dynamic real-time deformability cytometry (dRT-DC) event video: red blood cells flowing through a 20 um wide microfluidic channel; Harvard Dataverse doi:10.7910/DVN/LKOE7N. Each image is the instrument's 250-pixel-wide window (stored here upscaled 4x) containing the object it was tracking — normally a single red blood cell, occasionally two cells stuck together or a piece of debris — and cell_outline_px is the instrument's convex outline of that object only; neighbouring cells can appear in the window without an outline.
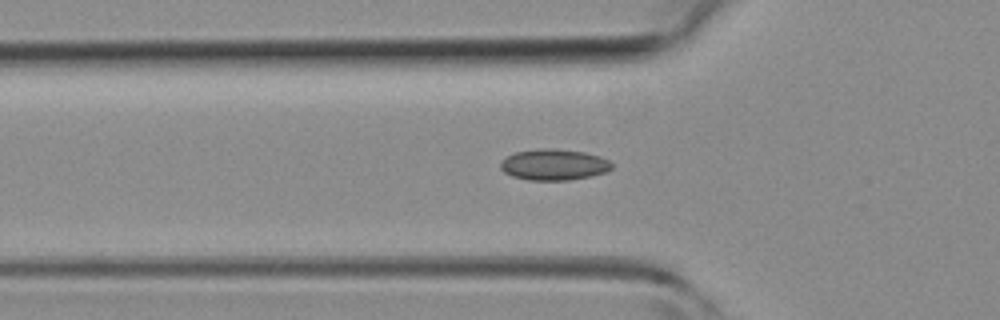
{"species": "common noctule bat (a hibernating species)", "species_latin": "Nyctalus noctula", "temperature_condition": "room temperature", "stored_images_in_passage": 35, "camera_frame_rate_fps": 3000, "um_per_image_px": 0.085, "animal": {"sex": "female", "body_mass_g": 19.3, "forearm_length_mm": 54.1}, "frame": {"image": 1, "passage_image": 4, "time_ms": 1.0, "image_size_px": [1000, 320], "cell_outline_px": [[612, 168], [608, 172], [592, 176], [568, 180], [528, 180], [512, 176], [504, 172], [500, 168], [500, 160], [516, 152], [544, 148], [552, 148], [584, 152], [600, 156], [608, 160], [612, 164]], "centroid_in_image_um": [47.09, 14.0], "position_along_channel_um": 78.7, "area_um2": 20.23}}
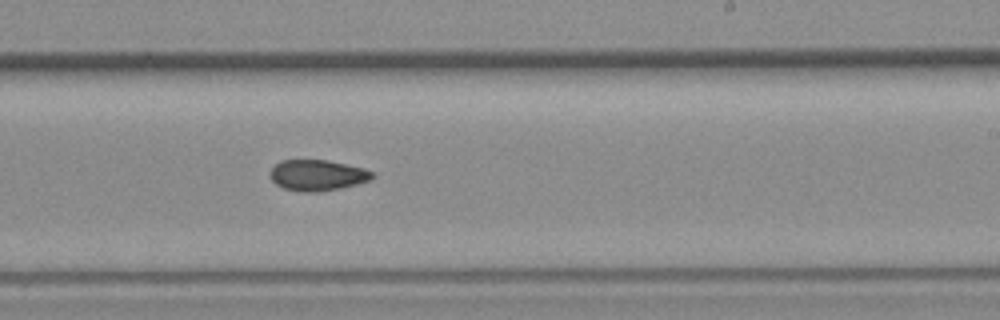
{"frame": {"image": 2, "passage_image": 16, "time_ms": 5.0, "image_size_px": [1000, 320], "cell_outline_px": [[376, 176], [368, 180], [356, 184], [340, 188], [316, 192], [300, 192], [284, 188], [276, 184], [272, 180], [272, 168], [280, 160], [328, 160], [364, 168], [372, 172]], "centroid_in_image_um": [26.99, 14.89], "position_along_channel_um": 262.0, "area_um2": 18.21}}
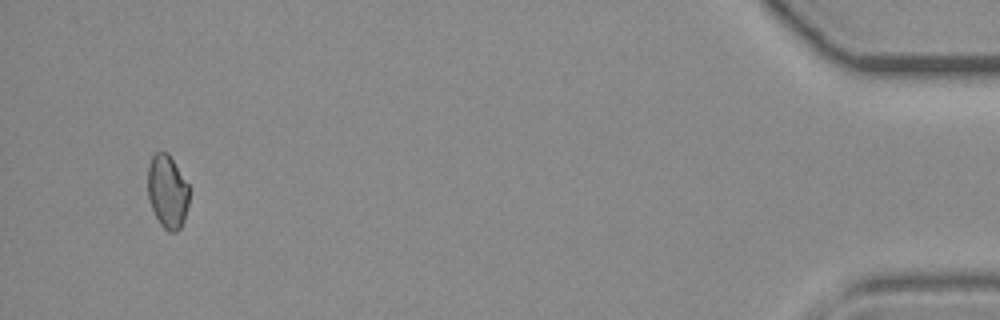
{"frame": {"image": 3, "passage_image": 32, "time_ms": 10.333, "image_size_px": [1000, 320], "cell_outline_px": [[188, 204], [184, 220], [180, 228], [176, 232], [168, 232], [160, 224], [152, 208], [148, 196], [148, 164], [152, 156], [156, 152], [168, 152], [188, 184]], "centroid_in_image_um": [14.22, 16.28], "position_along_channel_um": 421.0, "area_um2": 17.63}}